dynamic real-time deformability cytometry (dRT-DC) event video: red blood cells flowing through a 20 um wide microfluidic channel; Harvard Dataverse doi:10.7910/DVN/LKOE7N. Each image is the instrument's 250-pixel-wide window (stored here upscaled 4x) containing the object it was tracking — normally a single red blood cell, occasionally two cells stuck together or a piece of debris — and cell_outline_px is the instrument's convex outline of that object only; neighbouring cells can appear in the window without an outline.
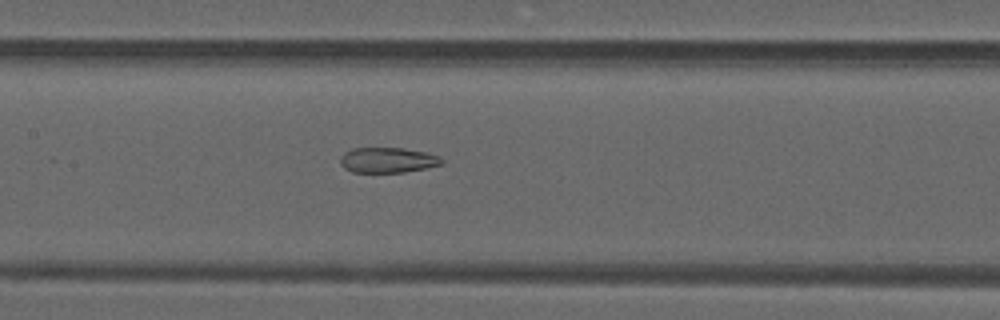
{"species": "common noctule bat (a hibernating species)", "species_latin": "Nyctalus noctula", "temperature_condition": "warm", "stored_images_in_passage": 36, "camera_frame_rate_fps": 3000, "um_per_image_px": 0.085, "animal": {"sex": "male", "forearm_length_mm": 52.5}, "frame": {"image": 1, "passage_image": 11, "time_ms": 3.333, "image_size_px": [1000, 320], "cell_outline_px": [[444, 164], [404, 172], [352, 172], [344, 168], [340, 164], [340, 156], [344, 152], [352, 148], [400, 148], [424, 152], [440, 156], [444, 160]], "centroid_in_image_um": [32.93, 13.61], "position_along_channel_um": 174.5, "area_um2": 14.97}}
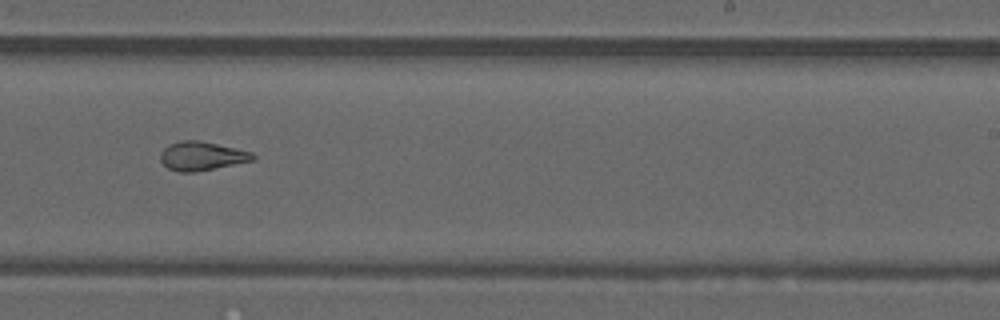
{"frame": {"image": 2, "passage_image": 18, "time_ms": 5.667, "image_size_px": [1000, 320], "cell_outline_px": [[256, 156], [252, 160], [196, 172], [176, 172], [168, 168], [160, 160], [160, 152], [168, 144], [180, 140], [200, 140], [236, 148], [252, 152]], "centroid_in_image_um": [17.1, 13.25], "position_along_channel_um": 271.9, "area_um2": 15.55}}
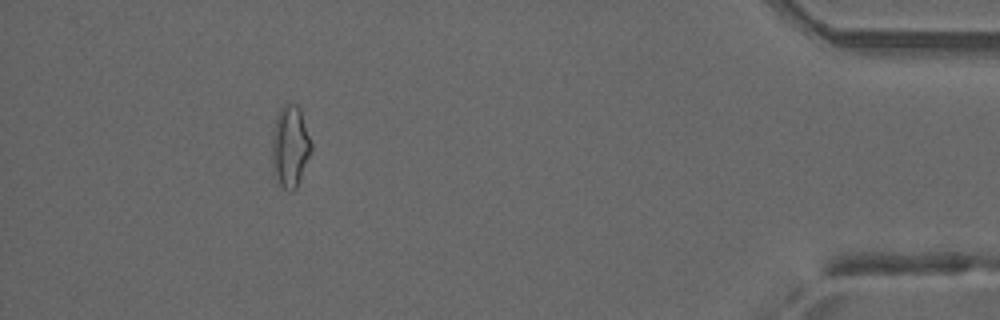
{"frame": {"image": 3, "passage_image": 32, "time_ms": 10.333, "image_size_px": [1000, 320], "cell_outline_px": [[312, 152], [296, 188], [292, 192], [288, 192], [280, 184], [272, 172], [272, 136], [276, 116], [280, 108], [284, 104], [296, 104], [300, 108], [312, 144]], "centroid_in_image_um": [24.66, 12.46], "position_along_channel_um": 410.5, "area_um2": 18.9}, "authors_computed_cell_mechanics": {"area_um2": 16.0106, "velocity_mm_per_s": 4.1935, "shape_relaxation_time_tau1_ms": null, "shape_relaxation_time_tau2_ms": 1.6611, "deformation_change_tau1": null, "deformation_change_tau2": 0.0919}}